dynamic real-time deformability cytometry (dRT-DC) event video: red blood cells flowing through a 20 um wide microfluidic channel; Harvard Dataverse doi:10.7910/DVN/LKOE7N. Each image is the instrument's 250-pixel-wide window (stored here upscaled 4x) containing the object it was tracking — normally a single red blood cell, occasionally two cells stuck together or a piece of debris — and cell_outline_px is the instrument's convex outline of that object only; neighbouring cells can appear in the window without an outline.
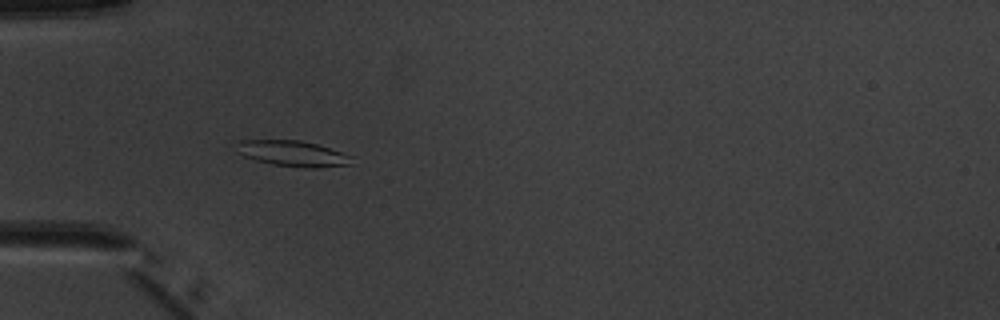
{"species": "common noctule bat (a hibernating species)", "species_latin": "Nyctalus noctula", "temperature_condition": "warm", "stored_images_in_passage": 7, "camera_frame_rate_fps": 3000, "um_per_image_px": 0.085, "animal": {"sex": "male", "body_mass_g": 20.1, "forearm_length_mm": 53.5}, "frame": {"image": 1, "passage_image": 3, "time_ms": 3.333, "image_size_px": [1000, 320], "cell_outline_px": [[352, 164], [316, 168], [304, 168], [272, 164], [256, 160], [244, 156], [236, 152], [240, 140], [300, 140], [316, 144], [352, 156]], "centroid_in_image_um": [24.88, 13.06], "position_along_channel_um": 60.1, "area_um2": 17.11}}
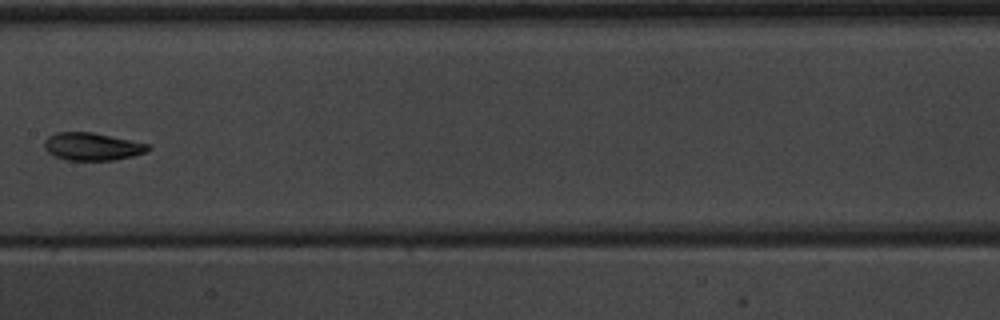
{"frame": {"image": 2, "passage_image": 6, "time_ms": 7.0, "image_size_px": [1000, 320], "cell_outline_px": [[152, 148], [144, 152], [132, 156], [112, 160], [64, 160], [48, 152], [44, 148], [44, 140], [48, 136], [56, 132], [92, 132], [148, 144]], "centroid_in_image_um": [7.79, 12.45], "position_along_channel_um": 199.6, "area_um2": 16.59}}
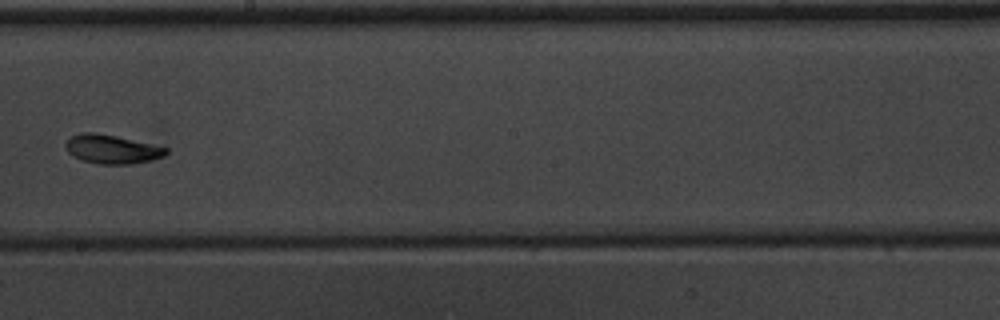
{"frame": {"image": 3, "passage_image": 7, "time_ms": 8.0, "image_size_px": [1000, 320], "cell_outline_px": [[168, 152], [164, 156], [152, 160], [132, 164], [100, 164], [84, 160], [72, 156], [68, 152], [64, 144], [72, 136], [80, 132], [96, 132], [116, 136], [168, 148]], "centroid_in_image_um": [9.5, 12.68], "position_along_channel_um": 238.7, "area_um2": 16.82}}